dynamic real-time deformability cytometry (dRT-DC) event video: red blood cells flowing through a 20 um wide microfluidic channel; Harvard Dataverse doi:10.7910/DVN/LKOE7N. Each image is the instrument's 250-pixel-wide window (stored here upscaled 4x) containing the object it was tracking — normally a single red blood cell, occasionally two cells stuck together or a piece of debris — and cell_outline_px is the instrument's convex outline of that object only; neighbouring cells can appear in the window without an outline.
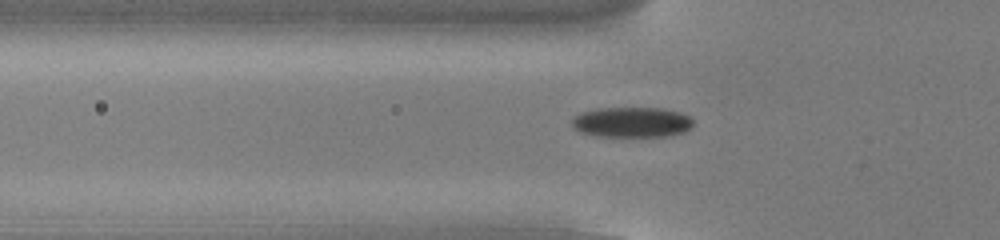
{"species": "common noctule bat (a hibernating species)", "species_latin": "Nyctalus noctula", "temperature_condition": "cold", "stored_images_in_passage": 55, "camera_frame_rate_fps": 3000, "um_per_image_px": 0.085, "animal": {"sex": "male", "body_mass_g": 13.0, "forearm_length_mm": 53.1}, "frame": {"image": 1, "passage_image": 19, "time_ms": 6.0, "image_size_px": [1000, 240], "cell_outline_px": [[692, 128], [684, 132], [664, 136], [596, 136], [580, 132], [572, 128], [572, 116], [580, 112], [596, 108], [660, 108], [680, 112], [688, 116], [692, 120]], "centroid_in_image_um": [53.65, 10.38], "position_along_channel_um": 72.2, "area_um2": 21.56}}
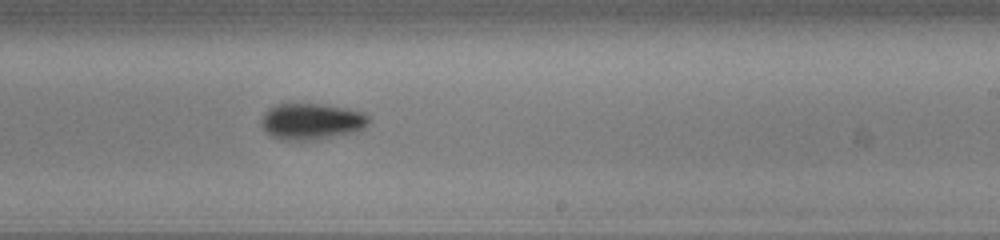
{"frame": {"image": 2, "passage_image": 34, "time_ms": 11.0, "image_size_px": [1000, 240], "cell_outline_px": [[368, 124], [364, 128], [356, 132], [320, 140], [280, 140], [272, 136], [260, 124], [260, 120], [264, 112], [268, 108], [276, 104], [320, 104], [348, 108], [364, 112], [368, 116]], "centroid_in_image_um": [26.49, 10.33], "position_along_channel_um": 262.5, "area_um2": 23.06}}
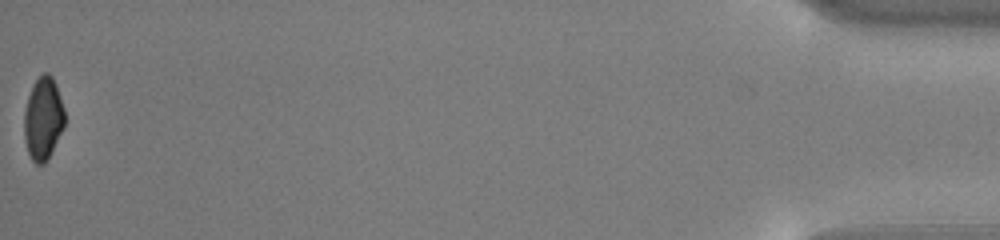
{"frame": {"image": 3, "passage_image": 55, "time_ms": 18.0, "image_size_px": [1000, 240], "cell_outline_px": [[64, 128], [44, 164], [36, 164], [32, 160], [28, 152], [24, 140], [24, 112], [28, 96], [32, 84], [44, 72], [48, 72], [52, 76], [56, 84], [64, 108]], "centroid_in_image_um": [3.66, 10.06], "position_along_channel_um": 431.5, "area_um2": 19.54}, "authors_computed_cell_mechanics": {"area_um2": 20.9814, "velocity_mm_per_s": 3.8155, "shape_relaxation_time_tau1_ms": 1.8949, "shape_relaxation_time_tau2_ms": null, "deformation_change_tau1": 0.0761, "deformation_change_tau2": null}}